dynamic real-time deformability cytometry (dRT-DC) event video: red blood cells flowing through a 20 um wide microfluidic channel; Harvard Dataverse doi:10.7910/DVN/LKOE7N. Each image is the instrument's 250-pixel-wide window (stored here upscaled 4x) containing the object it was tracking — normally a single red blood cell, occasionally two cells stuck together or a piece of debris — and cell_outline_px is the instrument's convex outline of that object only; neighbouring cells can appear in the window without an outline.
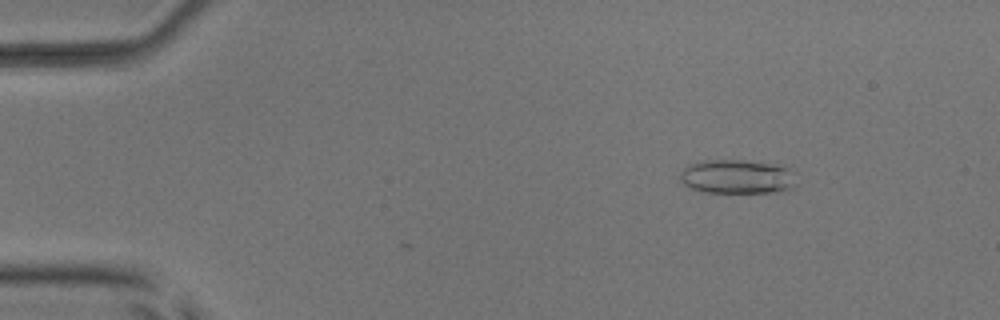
{"species": "common noctule bat (a hibernating species)", "species_latin": "Nyctalus noctula", "temperature_condition": "room temperature", "stored_images_in_passage": 6, "camera_frame_rate_fps": 3000, "um_per_image_px": 0.085, "animal": {"sex": "male", "body_mass_g": 17.9, "forearm_length_mm": 54.2}, "frame": {"image": 1, "passage_image": 3, "time_ms": 2.333, "image_size_px": [1000, 320], "cell_outline_px": [[796, 188], [784, 192], [704, 192], [692, 188], [684, 184], [680, 180], [680, 172], [688, 164], [704, 160], [744, 160], [784, 164], [792, 168]], "centroid_in_image_um": [62.74, 15.0], "position_along_channel_um": 22.3, "area_um2": 23.7}}
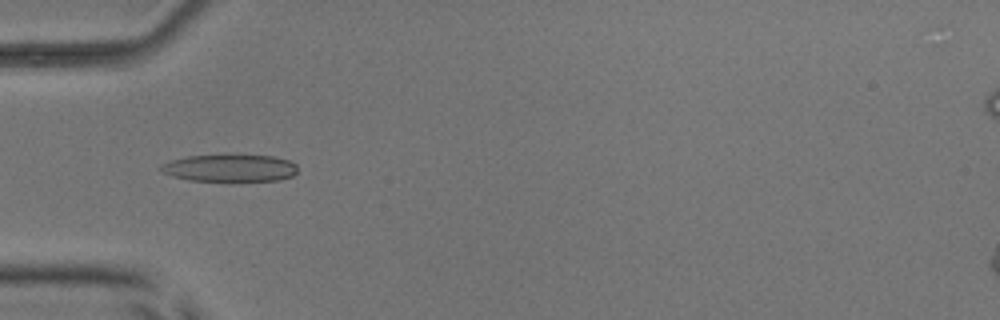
{"frame": {"image": 2, "passage_image": 6, "time_ms": 5.667, "image_size_px": [1000, 320], "cell_outline_px": [[296, 172], [292, 176], [280, 180], [188, 180], [172, 176], [160, 172], [156, 168], [160, 164], [172, 160], [188, 156], [272, 156], [288, 160], [296, 164]], "centroid_in_image_um": [19.47, 14.29], "position_along_channel_um": 65.5, "area_um2": 21.27}}